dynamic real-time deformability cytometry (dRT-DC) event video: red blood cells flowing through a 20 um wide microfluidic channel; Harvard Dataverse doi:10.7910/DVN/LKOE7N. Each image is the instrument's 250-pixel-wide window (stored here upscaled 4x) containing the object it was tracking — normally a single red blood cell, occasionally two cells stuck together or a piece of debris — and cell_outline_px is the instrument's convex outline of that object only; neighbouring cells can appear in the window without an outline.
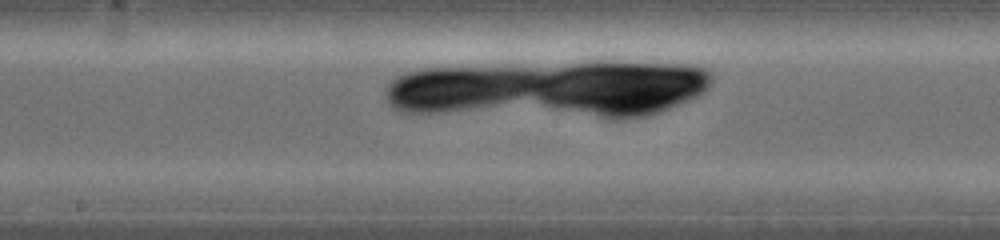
{"species": "common noctule bat (a hibernating species)", "species_latin": "Nyctalus noctula", "temperature_condition": "warm", "stored_images_in_passage": 8, "segment_of_instrument_passage": [1, 2], "camera_frame_rate_fps": 5000, "um_per_image_px": 0.085, "animal": {"sex": "female", "body_mass_g": 19.0, "forearm_length_mm": 53.3}, "frame": {"image": 1, "passage_image": 6, "time_ms": 2.0, "image_size_px": [1000, 240], "cell_outline_px": [[568, 188], [560, 200], [500, 200], [456, 196], [440, 188], [512, 184]], "centroid_in_image_um": [43.29, 16.35], "position_along_channel_um": 204.9, "area_um2": 11.04}}